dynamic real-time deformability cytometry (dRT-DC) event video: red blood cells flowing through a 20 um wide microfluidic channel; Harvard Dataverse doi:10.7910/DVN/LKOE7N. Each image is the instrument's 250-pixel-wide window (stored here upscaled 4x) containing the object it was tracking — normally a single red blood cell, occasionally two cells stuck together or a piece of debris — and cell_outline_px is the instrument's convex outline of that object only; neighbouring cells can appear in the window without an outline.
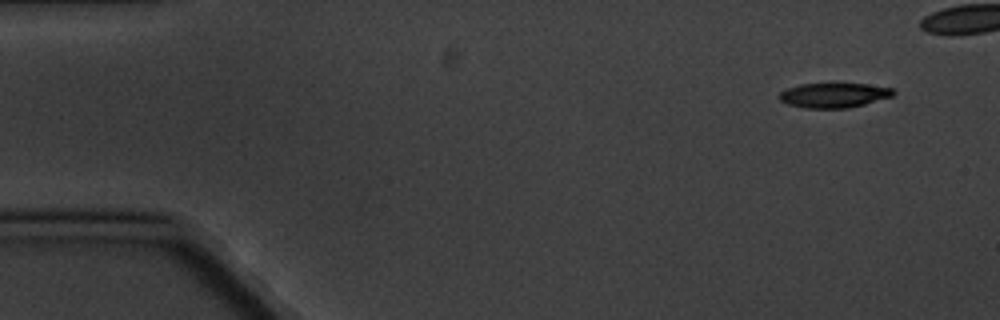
{"species": "common noctule bat (a hibernating species)", "species_latin": "Nyctalus noctula", "temperature_condition": "cold", "stored_images_in_passage": 10, "camera_frame_rate_fps": 3000, "um_per_image_px": 0.085, "animal": {"sex": "male", "body_mass_g": 20.1, "forearm_length_mm": 53.5}, "frame": {"image": 1, "passage_image": 1, "time_ms": 0.0, "image_size_px": [1000, 320], "cell_outline_px": [[896, 92], [892, 96], [864, 104], [848, 108], [804, 108], [788, 104], [780, 100], [780, 92], [788, 88], [800, 84], [864, 84], [892, 88]], "centroid_in_image_um": [70.87, 8.1], "position_along_channel_um": 14.1, "area_um2": 16.18}}
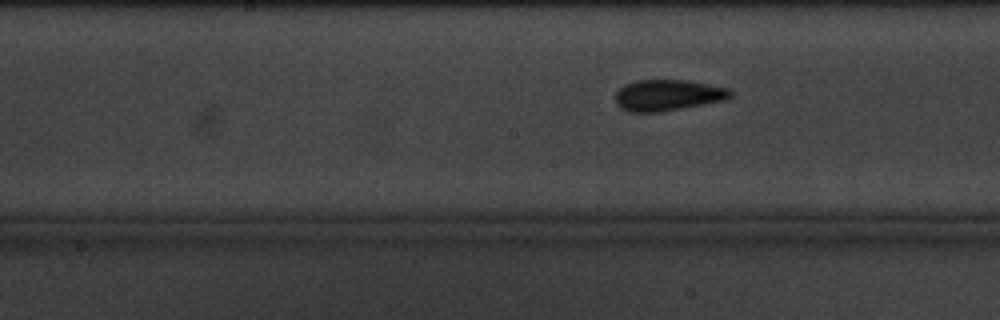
{"frame": {"image": 2, "passage_image": 10, "time_ms": 10.667, "image_size_px": [1000, 320], "cell_outline_px": [[732, 96], [728, 100], [660, 112], [628, 112], [620, 108], [616, 104], [616, 92], [624, 84], [636, 80], [688, 80], [728, 88], [732, 92]], "centroid_in_image_um": [56.77, 8.09], "position_along_channel_um": 191.4, "area_um2": 21.1}}